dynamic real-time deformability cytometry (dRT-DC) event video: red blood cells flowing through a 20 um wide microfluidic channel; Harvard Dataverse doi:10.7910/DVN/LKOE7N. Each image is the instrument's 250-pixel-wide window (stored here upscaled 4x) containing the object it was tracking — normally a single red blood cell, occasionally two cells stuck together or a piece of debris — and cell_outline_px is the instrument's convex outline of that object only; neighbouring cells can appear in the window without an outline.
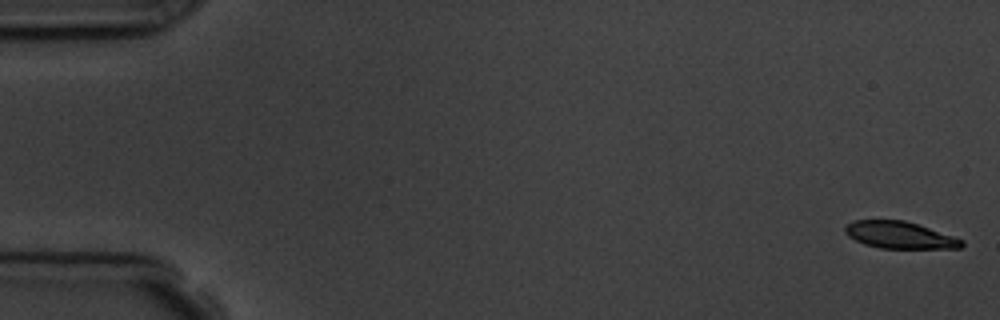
{"species": "common noctule bat (a hibernating species)", "species_latin": "Nyctalus noctula", "temperature_condition": "room temperature", "stored_images_in_passage": 4, "camera_frame_rate_fps": 3000, "um_per_image_px": 0.085, "animal": {"sex": "male", "body_mass_g": 19.5, "forearm_length_mm": 54.6}, "frame": {"image": 1, "passage_image": 1, "time_ms": 0.0, "image_size_px": [1000, 320], "cell_outline_px": [[964, 244], [960, 248], [880, 248], [864, 244], [848, 236], [844, 232], [844, 228], [852, 220], [904, 220], [964, 240]], "centroid_in_image_um": [76.43, 19.98], "position_along_channel_um": 8.6, "area_um2": 18.09}}